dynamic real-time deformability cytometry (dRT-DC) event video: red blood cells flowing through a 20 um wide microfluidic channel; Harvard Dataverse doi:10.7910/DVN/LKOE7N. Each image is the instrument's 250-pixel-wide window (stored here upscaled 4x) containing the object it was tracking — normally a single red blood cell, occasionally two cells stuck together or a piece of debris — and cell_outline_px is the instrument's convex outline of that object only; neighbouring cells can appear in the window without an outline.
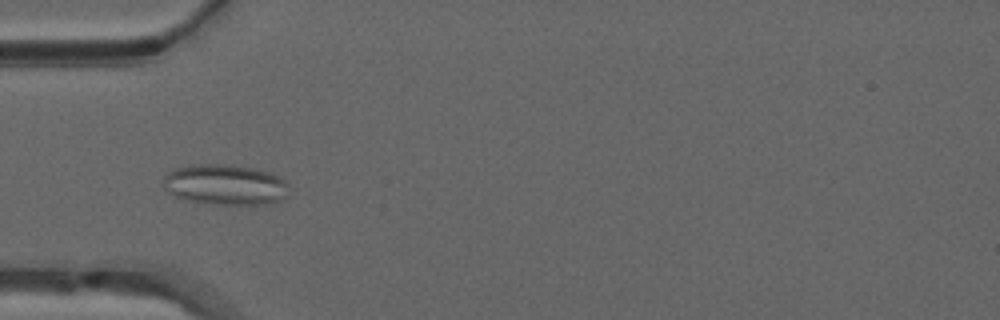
{"species": "common noctule bat (a hibernating species)", "species_latin": "Nyctalus noctula", "temperature_condition": "warm", "stored_images_in_passage": 51, "segment_of_instrument_passage": [1, 2], "camera_frame_rate_fps": 3000, "um_per_image_px": 0.085, "animal": {"sex": "male", "forearm_length_mm": 52.5}, "frame": {"image": 1, "passage_image": 16, "time_ms": 5.0, "image_size_px": [1000, 320], "cell_outline_px": [[288, 196], [272, 204], [212, 204], [188, 200], [176, 196], [168, 192], [164, 188], [164, 176], [168, 172], [176, 168], [192, 164], [220, 164], [252, 168], [268, 172], [284, 180], [288, 184]], "centroid_in_image_um": [19.14, 15.7], "position_along_channel_um": 65.9, "area_um2": 29.59}}